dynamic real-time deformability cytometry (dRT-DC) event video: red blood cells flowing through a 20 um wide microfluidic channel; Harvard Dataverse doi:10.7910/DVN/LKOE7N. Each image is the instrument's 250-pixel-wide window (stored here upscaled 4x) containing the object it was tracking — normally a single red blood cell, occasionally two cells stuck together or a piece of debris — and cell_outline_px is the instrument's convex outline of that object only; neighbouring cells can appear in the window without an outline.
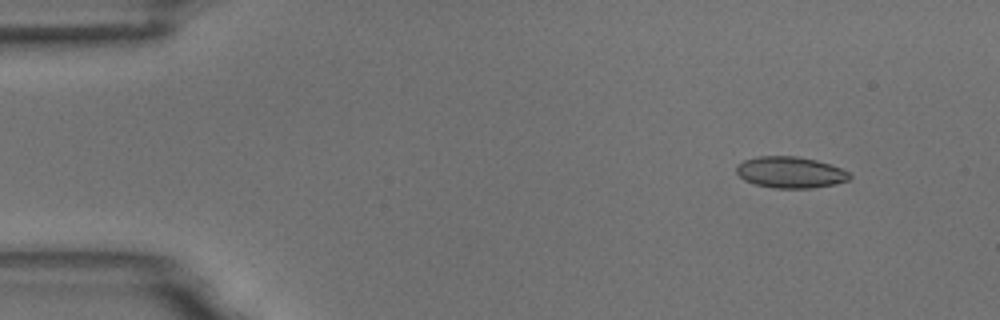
{"species": "common noctule bat (a hibernating species)", "species_latin": "Nyctalus noctula", "temperature_condition": "room temperature", "stored_images_in_passage": 6, "segment_of_instrument_passage": [1, 2], "camera_frame_rate_fps": 3000, "um_per_image_px": 0.085, "animal": {"sex": "male", "body_mass_g": 18.8}, "frame": {"image": 1, "passage_image": 2, "time_ms": 1.333, "image_size_px": [1000, 320], "cell_outline_px": [[852, 176], [848, 180], [836, 184], [812, 188], [776, 188], [756, 184], [744, 180], [736, 172], [736, 164], [744, 160], [760, 156], [796, 156], [816, 160], [840, 168], [848, 172]], "centroid_in_image_um": [67.17, 14.65], "position_along_channel_um": 17.8, "area_um2": 20.58}}